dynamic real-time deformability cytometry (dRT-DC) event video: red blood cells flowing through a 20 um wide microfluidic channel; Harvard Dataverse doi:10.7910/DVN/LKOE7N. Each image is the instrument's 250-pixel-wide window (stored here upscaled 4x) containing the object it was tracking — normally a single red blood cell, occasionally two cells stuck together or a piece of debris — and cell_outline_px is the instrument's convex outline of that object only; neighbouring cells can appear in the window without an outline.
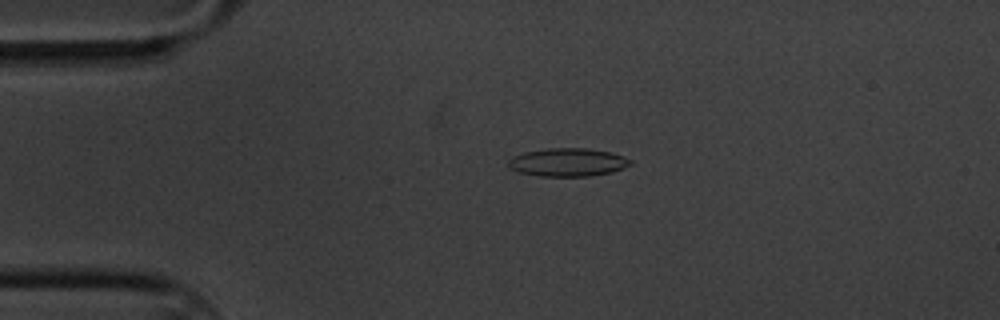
{"species": "common noctule bat (a hibernating species)", "species_latin": "Nyctalus noctula", "temperature_condition": "cold", "stored_images_in_passage": 58, "camera_frame_rate_fps": 3000, "um_per_image_px": 0.085, "animal": {"sex": "male", "body_mass_g": 20.1, "forearm_length_mm": 53.5}, "frame": {"image": 1, "passage_image": 11, "time_ms": 3.333, "image_size_px": [1000, 320], "cell_outline_px": [[632, 164], [624, 168], [612, 172], [588, 176], [540, 176], [520, 172], [512, 168], [508, 164], [508, 160], [512, 156], [524, 152], [548, 148], [584, 148], [612, 152], [624, 156], [632, 160]], "centroid_in_image_um": [48.3, 13.78], "position_along_channel_um": 36.7, "area_um2": 20.06}}
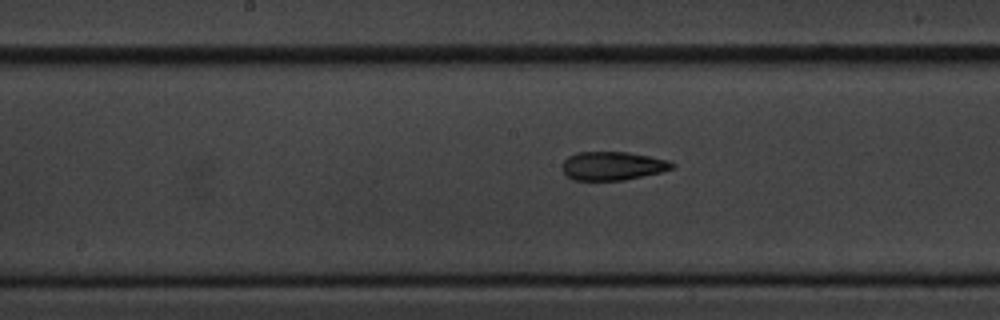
{"frame": {"image": 2, "passage_image": 28, "time_ms": 9.0, "image_size_px": [1000, 320], "cell_outline_px": [[676, 164], [672, 168], [660, 172], [624, 180], [572, 180], [564, 172], [564, 160], [568, 156], [576, 152], [628, 152], [672, 160]], "centroid_in_image_um": [52.11, 14.09], "position_along_channel_um": 196.1, "area_um2": 18.26}}
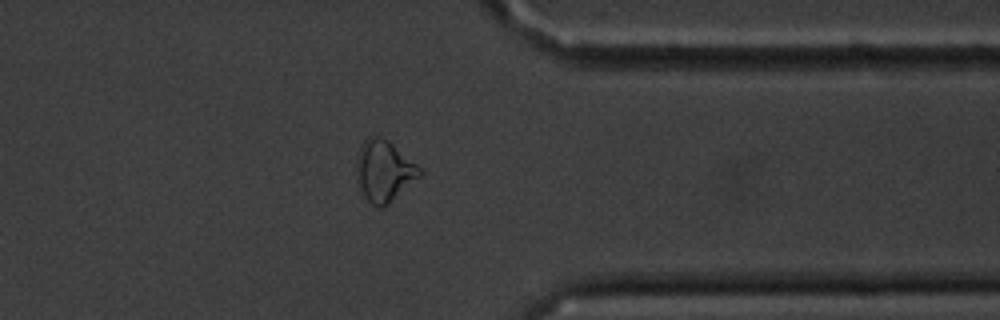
{"frame": {"image": 3, "passage_image": 45, "time_ms": 14.667, "image_size_px": [1000, 320], "cell_outline_px": [[424, 172], [420, 176], [388, 204], [380, 208], [372, 204], [364, 196], [356, 180], [356, 168], [360, 148], [364, 140], [372, 136], [380, 136], [388, 140], [416, 164]], "centroid_in_image_um": [32.63, 14.53], "position_along_channel_um": 378.8, "area_um2": 22.2}, "authors_computed_cell_mechanics": {"area_um2": 19.1318, "velocity_mm_per_s": 3.3449, "shape_relaxation_time_tau1_ms": 5.701, "shape_relaxation_time_tau2_ms": 2.489, "deformation_change_tau1": 0.1622, "deformation_change_tau2": 0.1102}}